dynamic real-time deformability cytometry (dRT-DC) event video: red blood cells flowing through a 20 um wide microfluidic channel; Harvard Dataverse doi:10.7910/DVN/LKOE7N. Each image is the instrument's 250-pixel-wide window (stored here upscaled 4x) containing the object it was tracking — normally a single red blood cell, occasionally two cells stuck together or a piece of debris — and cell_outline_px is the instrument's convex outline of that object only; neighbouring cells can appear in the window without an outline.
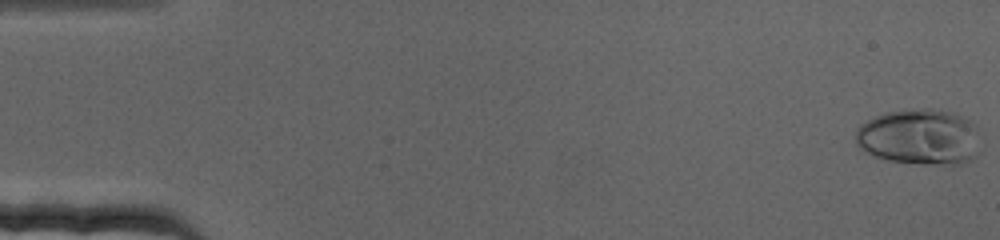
{"species": "human", "species_latin": "Homo sapiens", "temperature_condition": "cold", "stored_images_in_passage": 71, "camera_frame_rate_fps": 3000, "um_per_image_px": 0.085, "donor": {"sex": "female"}, "frame": {"image": 1, "passage_image": 1, "time_ms": 0.0, "image_size_px": [1000, 240], "cell_outline_px": [[980, 152], [972, 160], [960, 164], [924, 164], [884, 160], [860, 148], [856, 144], [856, 128], [860, 124], [884, 112], [928, 108], [932, 108], [948, 112], [960, 116], [976, 124]], "centroid_in_image_um": [78.18, 11.66], "position_along_channel_um": 6.8, "area_um2": 40.81}}
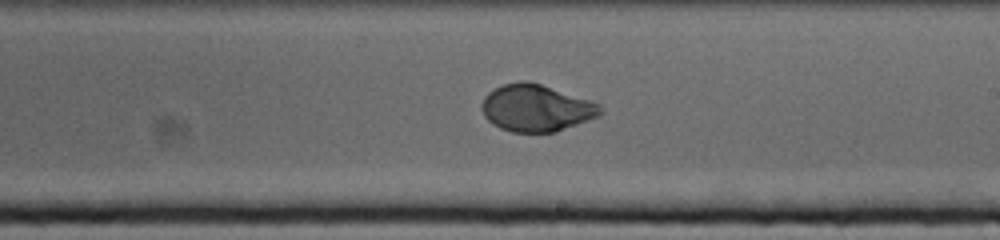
{"frame": {"image": 2, "passage_image": 42, "time_ms": 13.667, "image_size_px": [1000, 240], "cell_outline_px": [[604, 112], [600, 116], [556, 132], [512, 132], [500, 128], [492, 124], [484, 116], [480, 108], [480, 104], [484, 96], [488, 92], [504, 84], [520, 80], [528, 80], [600, 104], [604, 108]], "centroid_in_image_um": [45.56, 9.19], "position_along_channel_um": 243.4, "area_um2": 32.6}}
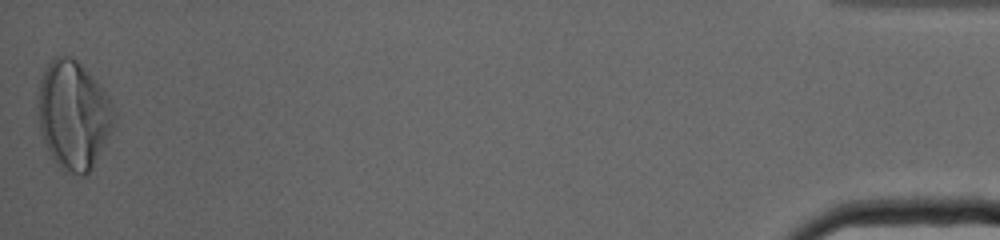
{"frame": {"image": 3, "passage_image": 71, "time_ms": 23.333, "image_size_px": [1000, 240], "cell_outline_px": [[112, 128], [88, 176], [84, 176], [64, 172], [60, 168], [52, 156], [40, 132], [40, 80], [44, 68], [52, 56], [72, 56], [92, 76], [108, 96], [112, 104]], "centroid_in_image_um": [6.23, 9.77], "position_along_channel_um": 429.0, "area_um2": 47.16}}